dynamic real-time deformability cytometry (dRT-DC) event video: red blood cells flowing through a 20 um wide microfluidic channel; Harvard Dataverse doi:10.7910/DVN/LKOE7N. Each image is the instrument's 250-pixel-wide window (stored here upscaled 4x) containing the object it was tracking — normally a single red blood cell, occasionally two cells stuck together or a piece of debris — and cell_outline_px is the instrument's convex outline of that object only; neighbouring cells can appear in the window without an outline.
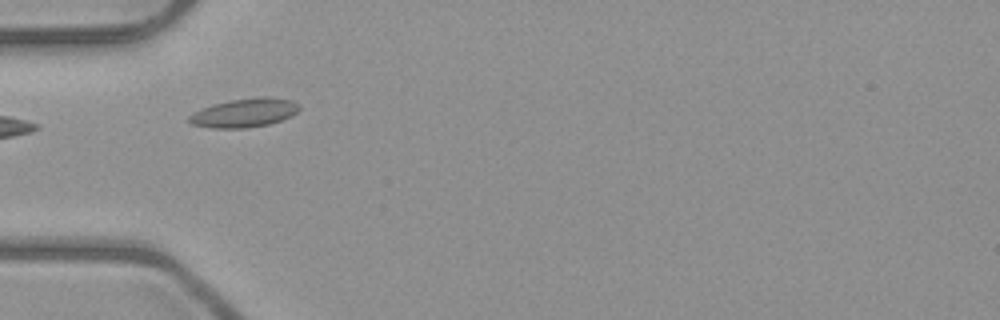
{"species": "common noctule bat (a hibernating species)", "species_latin": "Nyctalus noctula", "temperature_condition": "room temperature", "stored_images_in_passage": 7, "camera_frame_rate_fps": 3000, "um_per_image_px": 0.085, "animal": {"sex": "male", "body_mass_g": 23.1, "forearm_length_mm": 52.7}, "frame": {"image": 1, "passage_image": 4, "time_ms": 3.333, "image_size_px": [1000, 320], "cell_outline_px": [[300, 108], [292, 116], [268, 124], [244, 128], [212, 128], [192, 124], [188, 120], [188, 116], [192, 112], [212, 104], [232, 100], [260, 96], [268, 96], [292, 100], [300, 104]], "centroid_in_image_um": [20.78, 9.58], "position_along_channel_um": 64.2, "area_um2": 18.55}}
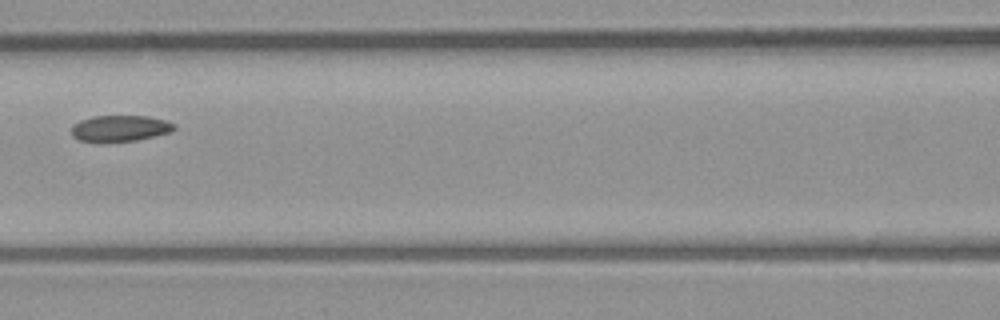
{"frame": {"image": 2, "passage_image": 6, "time_ms": 5.667, "image_size_px": [1000, 320], "cell_outline_px": [[176, 128], [172, 132], [136, 140], [96, 144], [80, 140], [72, 136], [72, 124], [80, 120], [92, 116], [148, 116], [164, 120], [176, 124]], "centroid_in_image_um": [10.17, 10.93], "position_along_channel_um": 156.4, "area_um2": 16.13}}
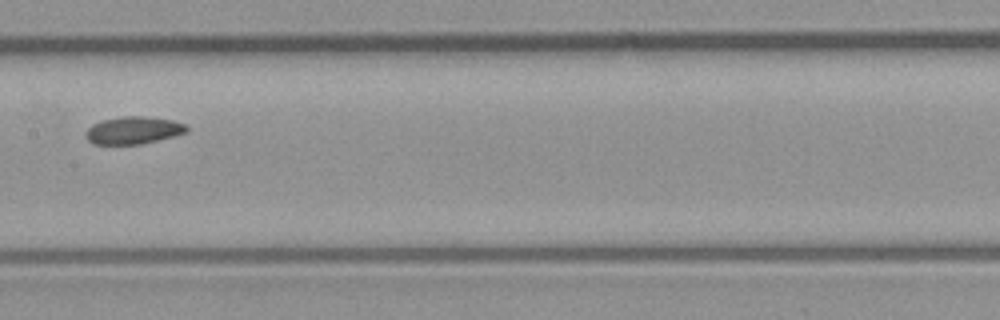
{"frame": {"image": 3, "passage_image": 7, "time_ms": 6.667, "image_size_px": [1000, 320], "cell_outline_px": [[188, 132], [140, 144], [92, 144], [84, 136], [84, 132], [92, 124], [104, 120], [120, 116], [144, 116], [172, 120], [184, 124], [188, 128]], "centroid_in_image_um": [11.29, 11.07], "position_along_channel_um": 196.1, "area_um2": 16.07}}